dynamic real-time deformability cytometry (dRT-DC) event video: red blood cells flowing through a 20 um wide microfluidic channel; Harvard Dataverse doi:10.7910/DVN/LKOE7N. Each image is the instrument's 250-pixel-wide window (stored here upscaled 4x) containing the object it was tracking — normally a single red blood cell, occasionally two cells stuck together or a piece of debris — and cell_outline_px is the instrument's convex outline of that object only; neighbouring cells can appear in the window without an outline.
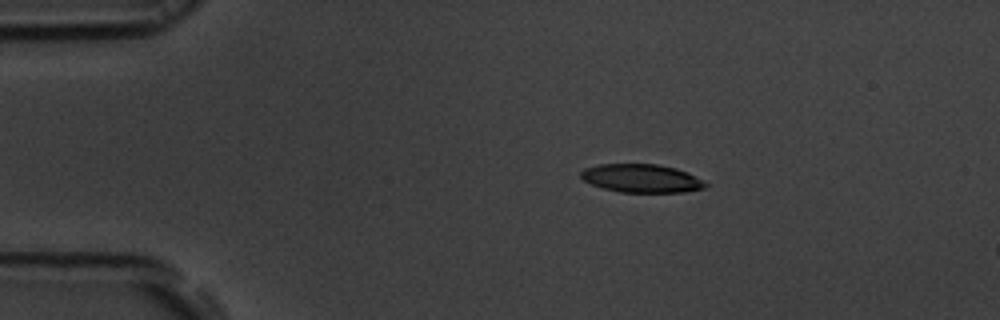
{"species": "common noctule bat (a hibernating species)", "species_latin": "Nyctalus noctula", "temperature_condition": "room temperature", "stored_images_in_passage": 16, "camera_frame_rate_fps": 3000, "um_per_image_px": 0.085, "animal": {"sex": "male", "body_mass_g": 19.5, "forearm_length_mm": 54.6}, "frame": {"image": 1, "passage_image": 10, "time_ms": 3.0, "image_size_px": [1000, 320], "cell_outline_px": [[708, 184], [704, 188], [684, 192], [620, 192], [604, 188], [592, 184], [584, 180], [580, 176], [580, 172], [584, 168], [600, 164], [656, 164], [676, 168], [688, 172]], "centroid_in_image_um": [54.52, 15.15], "position_along_channel_um": 30.5, "area_um2": 20.46}}